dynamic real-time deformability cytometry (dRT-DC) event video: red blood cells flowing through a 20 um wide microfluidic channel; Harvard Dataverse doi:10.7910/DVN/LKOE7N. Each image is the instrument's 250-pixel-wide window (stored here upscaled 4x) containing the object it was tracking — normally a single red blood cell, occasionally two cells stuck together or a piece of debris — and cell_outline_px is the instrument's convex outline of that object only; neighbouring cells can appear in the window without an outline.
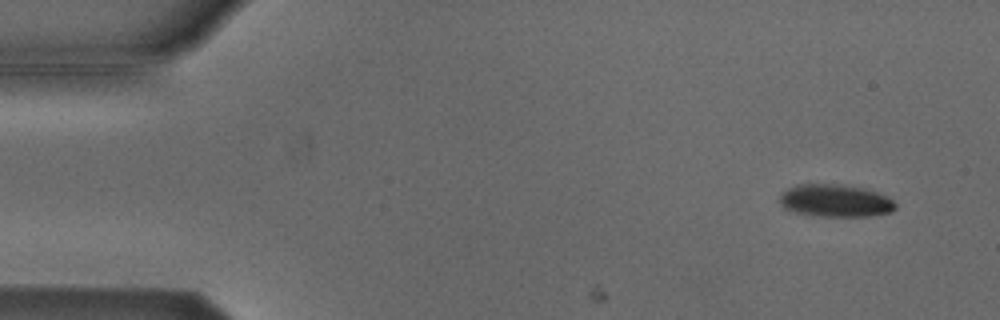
{"species": "Egyptian fruit bat (a non-hibernating species)", "species_latin": "Rousettus aegyptiacus", "temperature_condition": "cold", "stored_images_in_passage": 6, "camera_frame_rate_fps": 3000, "um_per_image_px": 0.085, "animal": {"sex": "male"}, "frame": {"image": 1, "passage_image": 4, "time_ms": 1.0, "image_size_px": [1000, 320], "cell_outline_px": [[896, 208], [892, 212], [868, 216], [820, 216], [796, 212], [784, 208], [780, 204], [780, 192], [788, 188], [800, 184], [840, 184], [864, 188], [876, 192], [892, 200], [896, 204]], "centroid_in_image_um": [70.99, 17.05], "position_along_channel_um": 14.0, "area_um2": 21.85}}